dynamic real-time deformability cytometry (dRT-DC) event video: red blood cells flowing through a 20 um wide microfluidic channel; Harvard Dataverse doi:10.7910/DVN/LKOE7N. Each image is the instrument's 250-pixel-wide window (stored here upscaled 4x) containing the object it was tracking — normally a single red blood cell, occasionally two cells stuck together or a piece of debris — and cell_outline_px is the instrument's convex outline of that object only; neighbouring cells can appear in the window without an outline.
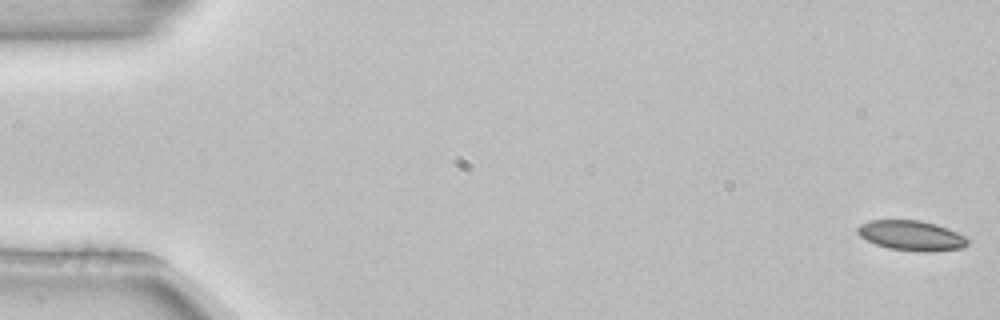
{"species": "common noctule bat (a hibernating species)", "species_latin": "Nyctalus noctula", "temperature_condition": "room temperature", "stored_images_in_passage": 5, "camera_frame_rate_fps": 3000, "um_per_image_px": 0.085, "animal": {"sex": "female", "body_mass_g": 22.7, "forearm_length_mm": 54.2}, "frame": {"image": 1, "passage_image": 1, "time_ms": 0.0, "image_size_px": [1000, 320], "cell_outline_px": [[968, 244], [964, 248], [932, 252], [920, 252], [888, 248], [876, 244], [860, 236], [856, 232], [856, 228], [860, 224], [868, 220], [920, 220], [936, 224], [948, 228], [964, 236], [968, 240]], "centroid_in_image_um": [77.47, 20.02], "position_along_channel_um": 7.5, "area_um2": 19.42}}
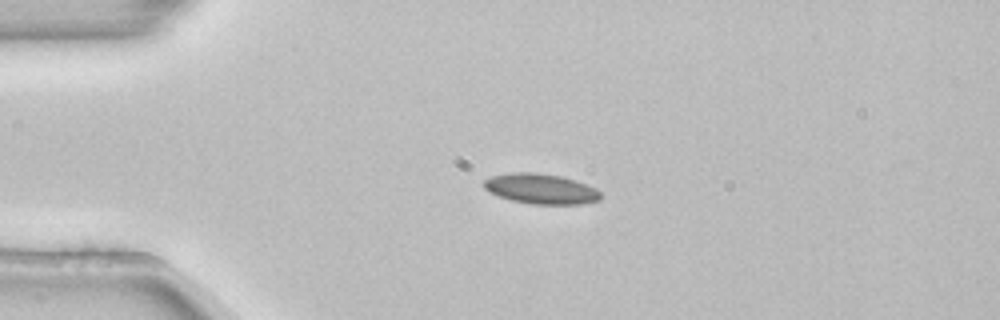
{"frame": {"image": 2, "passage_image": 4, "time_ms": 1.0, "image_size_px": [1000, 320], "cell_outline_px": [[600, 200], [580, 204], [532, 204], [512, 200], [488, 192], [484, 188], [484, 180], [492, 176], [512, 172], [536, 172], [560, 176], [576, 180], [596, 188], [600, 192]], "centroid_in_image_um": [45.98, 16.04], "position_along_channel_um": 39.0, "area_um2": 20.52}}